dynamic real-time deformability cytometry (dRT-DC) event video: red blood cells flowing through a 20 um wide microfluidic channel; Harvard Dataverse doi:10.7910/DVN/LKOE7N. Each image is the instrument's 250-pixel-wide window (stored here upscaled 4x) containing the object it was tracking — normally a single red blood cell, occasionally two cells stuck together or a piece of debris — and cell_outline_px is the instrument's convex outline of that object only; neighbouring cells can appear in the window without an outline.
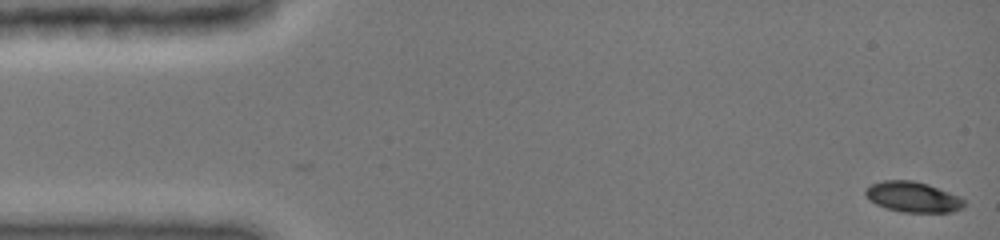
{"species": "common noctule bat (a hibernating species)", "species_latin": "Nyctalus noctula", "temperature_condition": "cold", "stored_images_in_passage": 46, "camera_frame_rate_fps": 3000, "um_per_image_px": 0.085, "animal": {"sex": "female", "body_mass_g": 19.0, "forearm_length_mm": 51.5}, "frame": {"image": 1, "passage_image": 1, "time_ms": 0.0, "image_size_px": [1000, 240], "cell_outline_px": [[964, 208], [952, 212], [900, 212], [884, 208], [868, 200], [864, 192], [864, 188], [872, 184], [884, 180], [912, 180], [928, 184], [960, 196], [964, 200]], "centroid_in_image_um": [77.57, 16.74], "position_along_channel_um": 7.4, "area_um2": 17.74}}
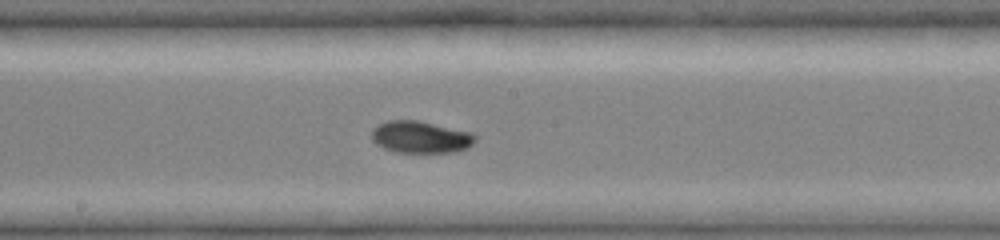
{"frame": {"image": 2, "passage_image": 26, "time_ms": 8.333, "image_size_px": [1000, 240], "cell_outline_px": [[476, 140], [468, 148], [452, 152], [396, 152], [384, 148], [376, 144], [372, 140], [372, 128], [388, 120], [420, 120], [472, 132], [476, 136]], "centroid_in_image_um": [35.76, 11.64], "position_along_channel_um": 212.4, "area_um2": 19.42}}
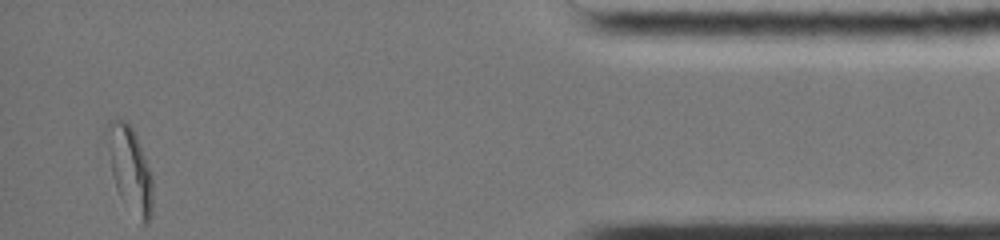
{"frame": {"image": 3, "passage_image": 46, "time_ms": 15.0, "image_size_px": [1000, 240], "cell_outline_px": [[152, 216], [148, 224], [144, 224], [120, 196], [116, 188], [112, 176], [104, 132], [104, 128], [108, 120], [128, 120], [136, 136], [152, 176]], "centroid_in_image_um": [11.01, 14.31], "position_along_channel_um": 424.2, "area_um2": 22.6}, "authors_computed_cell_mechanics": {"area_um2": 18.8139, "velocity_mm_per_s": 3.9676, "shape_relaxation_time_tau1_ms": 4.0948, "shape_relaxation_time_tau2_ms": 2.0654, "deformation_change_tau1": 0.1774, "deformation_change_tau2": 0.0464}}